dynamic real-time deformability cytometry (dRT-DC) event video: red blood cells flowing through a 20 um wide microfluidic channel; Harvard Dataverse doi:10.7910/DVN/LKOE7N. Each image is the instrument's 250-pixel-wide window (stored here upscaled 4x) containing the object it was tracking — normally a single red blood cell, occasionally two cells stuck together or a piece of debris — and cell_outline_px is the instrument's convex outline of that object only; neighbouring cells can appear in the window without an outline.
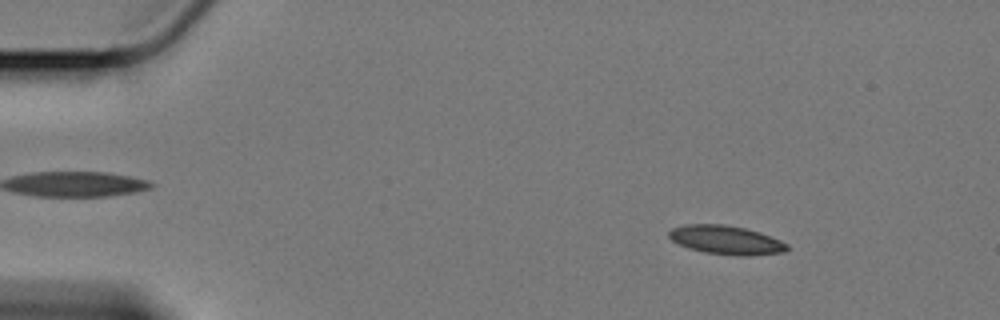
{"species": "Egyptian fruit bat (a non-hibernating species)", "species_latin": "Rousettus aegyptiacus", "temperature_condition": "cold", "stored_images_in_passage": 59, "camera_frame_rate_fps": 3000, "um_per_image_px": 0.085, "animal": {"sex": "female"}, "frame": {"image": 1, "passage_image": 8, "time_ms": 2.333, "image_size_px": [1000, 320], "cell_outline_px": [[788, 248], [784, 252], [748, 256], [736, 256], [704, 252], [688, 248], [672, 240], [668, 236], [668, 232], [672, 228], [684, 224], [724, 224], [744, 228], [760, 232], [772, 236], [788, 244]], "centroid_in_image_um": [61.72, 20.4], "position_along_channel_um": 23.3, "area_um2": 19.94}}
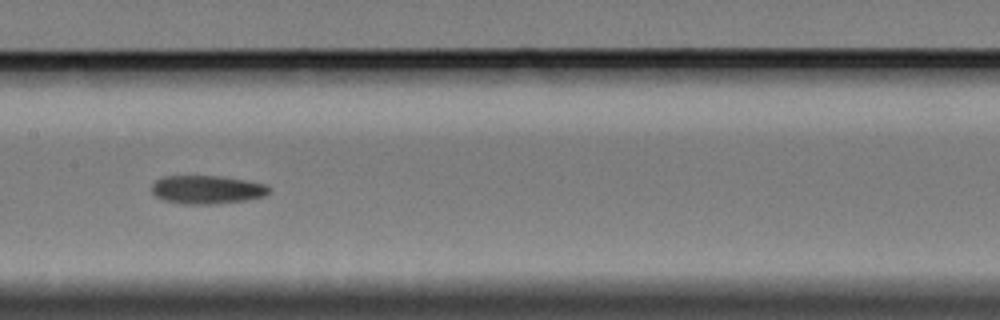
{"frame": {"image": 2, "passage_image": 30, "time_ms": 9.667, "image_size_px": [1000, 320], "cell_outline_px": [[272, 188], [264, 196], [248, 200], [216, 204], [184, 204], [164, 200], [156, 196], [152, 192], [152, 184], [156, 180], [164, 176], [220, 176], [248, 180], [268, 184]], "centroid_in_image_um": [17.64, 16.11], "position_along_channel_um": 189.8, "area_um2": 19.65}}
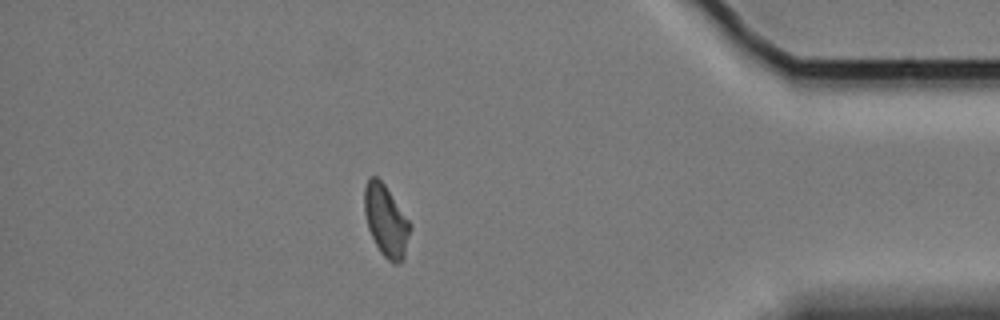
{"frame": {"image": 3, "passage_image": 52, "time_ms": 17.0, "image_size_px": [1000, 320], "cell_outline_px": [[412, 228], [404, 260], [396, 264], [392, 264], [380, 252], [368, 228], [364, 212], [364, 188], [368, 180], [372, 176], [376, 176], [384, 184], [408, 220]], "centroid_in_image_um": [32.82, 18.81], "position_along_channel_um": 402.4, "area_um2": 18.96}, "authors_computed_cell_mechanics": {"area_um2": 19.363, "velocity_mm_per_s": 3.3795, "shape_relaxation_time_tau1_ms": null, "shape_relaxation_time_tau2_ms": 8.1968, "deformation_change_tau1": null, "deformation_change_tau2": 0.1512}}